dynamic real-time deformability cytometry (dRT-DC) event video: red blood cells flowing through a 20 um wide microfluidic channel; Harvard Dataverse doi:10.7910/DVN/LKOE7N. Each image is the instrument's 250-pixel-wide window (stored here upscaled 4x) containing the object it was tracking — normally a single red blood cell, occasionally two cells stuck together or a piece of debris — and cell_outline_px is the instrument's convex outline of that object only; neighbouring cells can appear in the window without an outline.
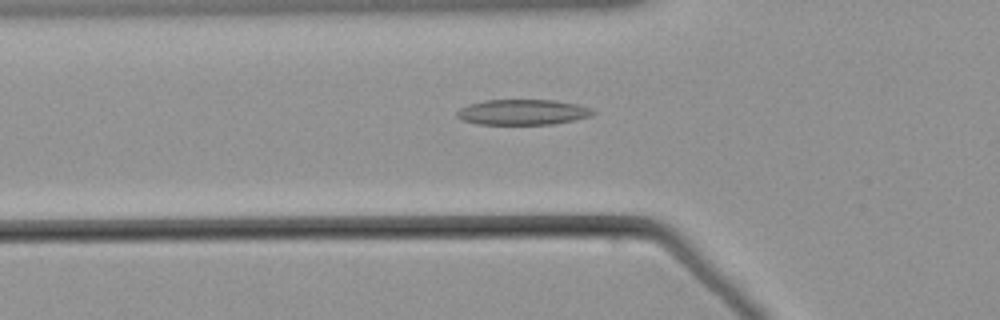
{"species": "common noctule bat (a hibernating species)", "species_latin": "Nyctalus noctula", "temperature_condition": "warm", "stored_images_in_passage": 55, "camera_frame_rate_fps": 3000, "um_per_image_px": 0.085, "animal": {"sex": "male", "body_mass_g": 21.5, "forearm_length_mm": 52.0}, "frame": {"image": 1, "passage_image": 19, "time_ms": 6.0, "image_size_px": [1000, 320], "cell_outline_px": [[596, 112], [592, 116], [552, 124], [476, 124], [464, 120], [456, 116], [456, 112], [460, 108], [468, 104], [484, 100], [556, 100], [580, 104], [592, 108]], "centroid_in_image_um": [44.45, 9.52], "position_along_channel_um": 81.3, "area_um2": 20.29}}
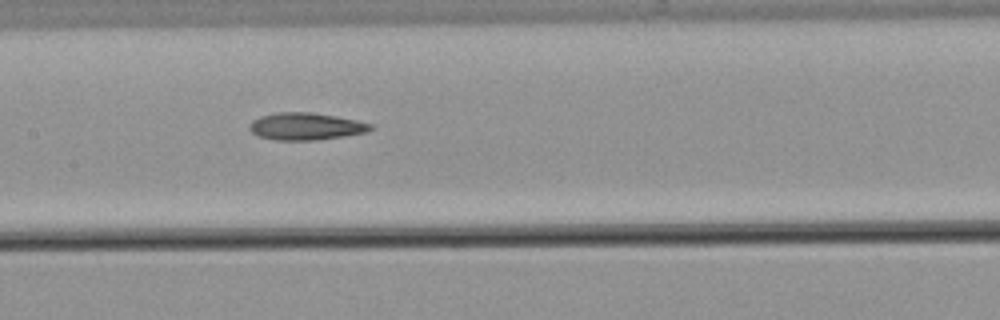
{"frame": {"image": 2, "passage_image": 27, "time_ms": 8.667, "image_size_px": [1000, 320], "cell_outline_px": [[372, 128], [368, 132], [344, 136], [316, 140], [272, 140], [256, 136], [248, 128], [248, 124], [252, 120], [260, 116], [276, 112], [312, 112], [336, 116], [356, 120], [372, 124]], "centroid_in_image_um": [25.94, 10.74], "position_along_channel_um": 181.5, "area_um2": 19.42}}
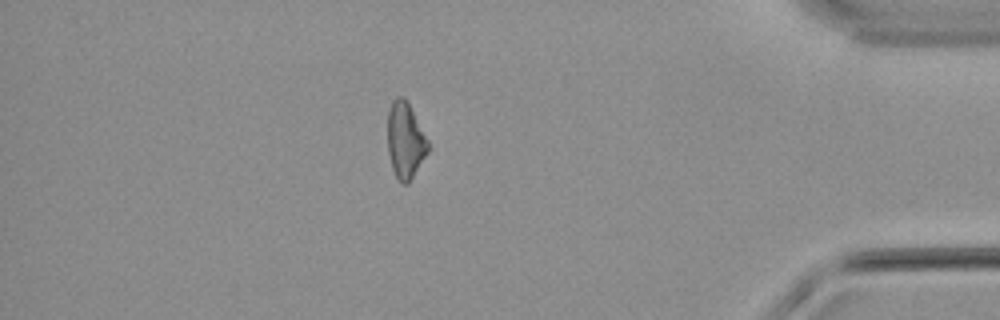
{"frame": {"image": 3, "passage_image": 48, "time_ms": 15.667, "image_size_px": [1000, 320], "cell_outline_px": [[428, 152], [408, 184], [400, 184], [392, 168], [388, 152], [388, 108], [392, 100], [396, 96], [404, 96], [428, 140]], "centroid_in_image_um": [34.43, 11.93], "position_along_channel_um": 400.8, "area_um2": 17.86}}